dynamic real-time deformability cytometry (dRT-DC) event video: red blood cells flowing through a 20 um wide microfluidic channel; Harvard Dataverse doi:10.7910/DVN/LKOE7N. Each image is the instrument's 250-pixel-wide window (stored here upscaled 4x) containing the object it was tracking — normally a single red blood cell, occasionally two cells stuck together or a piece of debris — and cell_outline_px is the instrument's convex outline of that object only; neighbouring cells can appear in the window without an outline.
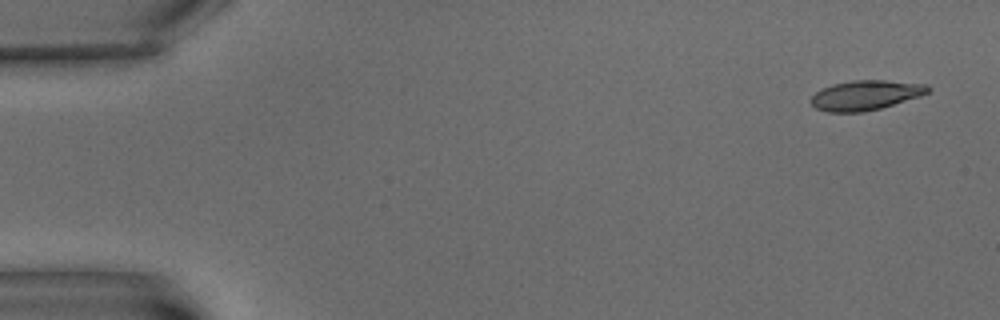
{"species": "common noctule bat (a hibernating species)", "species_latin": "Nyctalus noctula", "temperature_condition": "warm", "stored_images_in_passage": 5, "camera_frame_rate_fps": 3000, "um_per_image_px": 0.085, "animal": {"sex": "male", "body_mass_g": 15.6}, "frame": {"image": 1, "passage_image": 1, "time_ms": 0.0, "image_size_px": [1000, 320], "cell_outline_px": [[932, 88], [928, 92], [920, 96], [880, 108], [864, 112], [828, 112], [816, 108], [812, 104], [812, 96], [820, 88], [832, 84], [852, 80], [884, 80], [928, 84]], "centroid_in_image_um": [73.58, 8.08], "position_along_channel_um": 11.4, "area_um2": 20.29}}
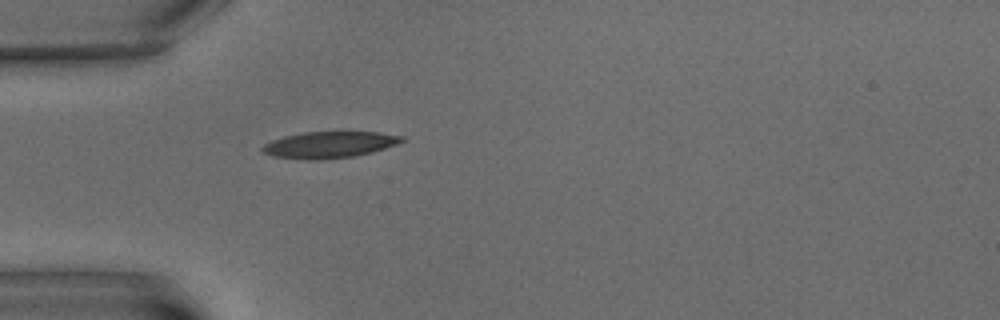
{"frame": {"image": 2, "passage_image": 5, "time_ms": 5.667, "image_size_px": [1000, 320], "cell_outline_px": [[404, 140], [396, 144], [372, 152], [356, 156], [316, 160], [308, 160], [276, 156], [264, 152], [260, 148], [264, 144], [272, 140], [284, 136], [304, 132], [340, 128], [380, 132], [404, 136]], "centroid_in_image_um": [28.06, 12.24], "position_along_channel_um": 56.9, "area_um2": 22.43}}